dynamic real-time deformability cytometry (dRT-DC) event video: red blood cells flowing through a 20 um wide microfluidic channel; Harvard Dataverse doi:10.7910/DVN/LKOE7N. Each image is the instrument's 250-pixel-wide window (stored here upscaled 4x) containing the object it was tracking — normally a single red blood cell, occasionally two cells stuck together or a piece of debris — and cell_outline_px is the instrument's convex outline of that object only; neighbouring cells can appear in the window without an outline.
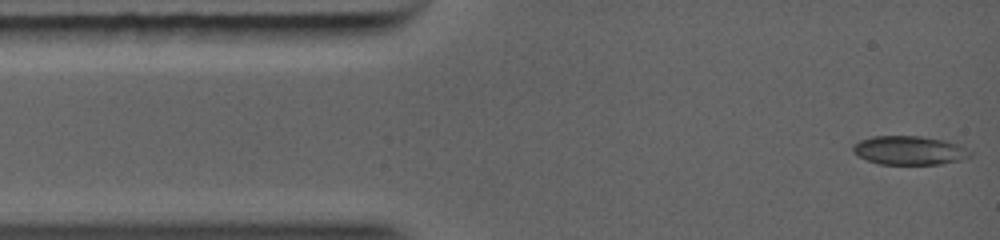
{"species": "common noctule bat (a hibernating species)", "species_latin": "Nyctalus noctula", "temperature_condition": "warm", "stored_images_in_passage": 36, "camera_frame_rate_fps": 5000, "um_per_image_px": 0.085, "animal": {"sex": "female", "body_mass_g": 19.0, "forearm_length_mm": 56.7}, "frame": {"image": 1, "passage_image": 1, "time_ms": 0.0, "image_size_px": [1000, 240], "cell_outline_px": [[972, 156], [960, 160], [940, 164], [880, 164], [868, 160], [852, 152], [852, 144], [860, 140], [872, 136], [920, 136], [944, 140], [956, 144], [972, 152]], "centroid_in_image_um": [77.27, 12.78], "position_along_channel_um": 7.7, "area_um2": 19.59}}
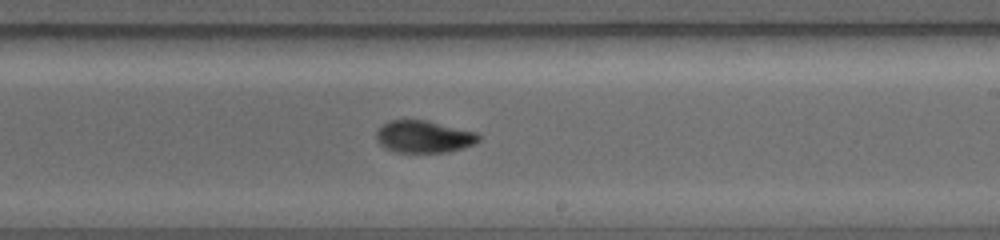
{"frame": {"image": 2, "passage_image": 18, "time_ms": 6.4, "image_size_px": [1000, 240], "cell_outline_px": [[480, 140], [476, 144], [448, 152], [396, 152], [384, 148], [376, 140], [376, 132], [388, 120], [428, 120], [476, 132], [480, 136]], "centroid_in_image_um": [36.04, 11.62], "position_along_channel_um": 253.0, "area_um2": 19.31}}
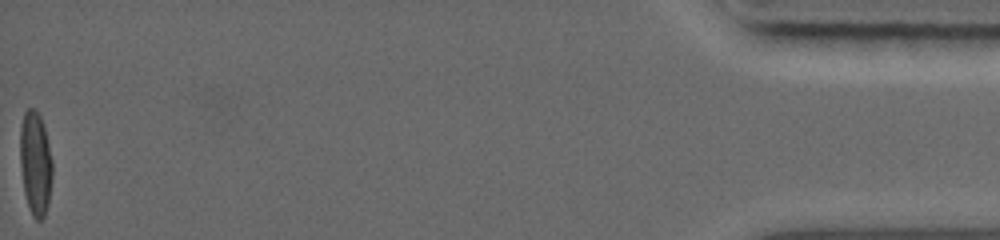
{"frame": {"image": 3, "passage_image": 36, "time_ms": 13.0, "image_size_px": [1000, 240], "cell_outline_px": [[52, 176], [48, 204], [44, 216], [40, 220], [36, 220], [32, 216], [24, 192], [20, 160], [20, 128], [24, 112], [28, 108], [32, 108], [40, 116], [44, 128], [52, 160]], "centroid_in_image_um": [3.0, 13.89], "position_along_channel_um": 432.2, "area_um2": 19.31}}